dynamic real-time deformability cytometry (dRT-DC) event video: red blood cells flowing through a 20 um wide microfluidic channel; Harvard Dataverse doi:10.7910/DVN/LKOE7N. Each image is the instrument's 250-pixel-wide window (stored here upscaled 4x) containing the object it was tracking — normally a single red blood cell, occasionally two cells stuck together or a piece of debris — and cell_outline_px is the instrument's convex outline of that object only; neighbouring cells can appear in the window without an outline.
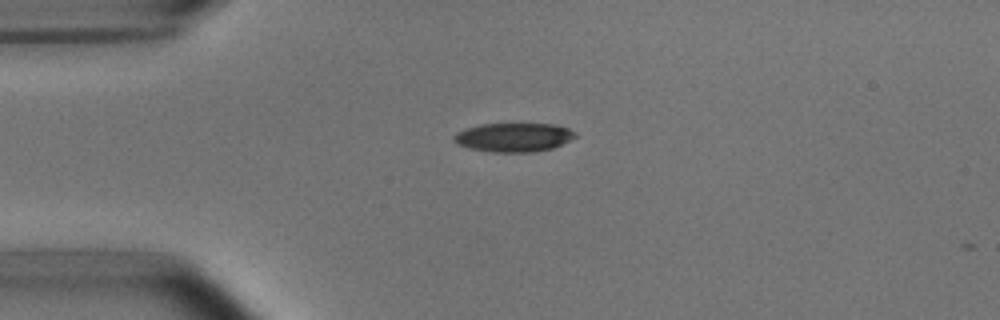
{"species": "common noctule bat (a hibernating species)", "species_latin": "Nyctalus noctula", "temperature_condition": "room temperature", "stored_images_in_passage": 2, "camera_frame_rate_fps": 3000, "um_per_image_px": 0.085, "animal": {"sex": "male", "body_mass_g": 15.6}, "frame": {"image": 1, "passage_image": 1, "time_ms": 0.0, "image_size_px": [1000, 320], "cell_outline_px": [[576, 136], [552, 148], [532, 152], [492, 152], [468, 148], [456, 144], [452, 140], [452, 136], [456, 132], [464, 128], [480, 124], [556, 124], [568, 128], [576, 132]], "centroid_in_image_um": [43.59, 11.67], "position_along_channel_um": 41.4, "area_um2": 20.52}}